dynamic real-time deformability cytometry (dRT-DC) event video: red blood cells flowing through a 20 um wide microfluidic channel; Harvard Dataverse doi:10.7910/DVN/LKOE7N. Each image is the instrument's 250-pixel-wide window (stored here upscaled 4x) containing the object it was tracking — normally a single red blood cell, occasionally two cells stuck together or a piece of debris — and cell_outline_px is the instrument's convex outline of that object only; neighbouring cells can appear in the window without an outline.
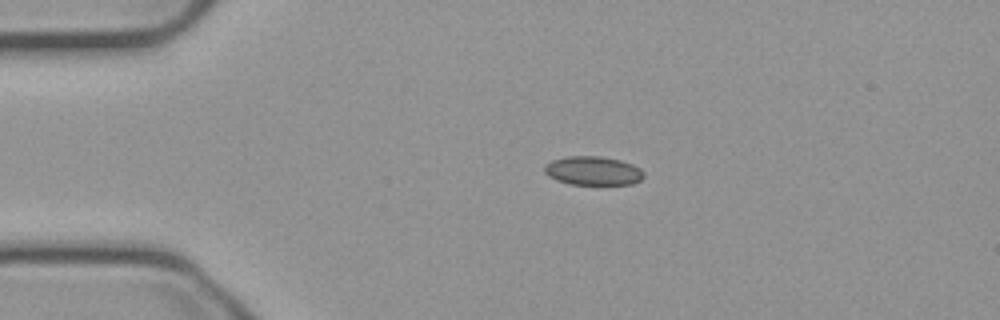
{"species": "common noctule bat (a hibernating species)", "species_latin": "Nyctalus noctula", "temperature_condition": "cold", "stored_images_in_passage": 44, "camera_frame_rate_fps": 3000, "um_per_image_px": 0.085, "animal": {"sex": "male", "body_mass_g": 23.1, "forearm_length_mm": 52.7}, "frame": {"image": 1, "passage_image": 1, "time_ms": 0.0, "image_size_px": [1000, 320], "cell_outline_px": [[644, 176], [640, 180], [632, 184], [572, 184], [556, 180], [548, 176], [544, 172], [544, 164], [552, 160], [568, 156], [600, 156], [620, 160], [632, 164], [640, 168], [644, 172]], "centroid_in_image_um": [50.39, 14.51], "position_along_channel_um": 34.6, "area_um2": 16.7}}
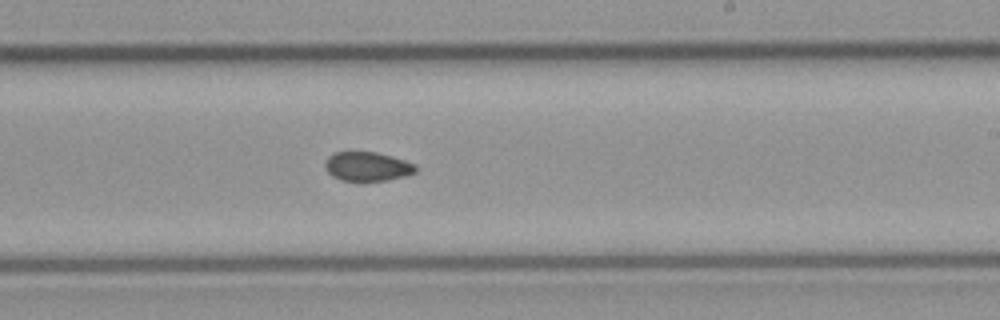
{"frame": {"image": 2, "passage_image": 22, "time_ms": 7.0, "image_size_px": [1000, 320], "cell_outline_px": [[416, 172], [404, 176], [388, 180], [356, 184], [340, 180], [332, 176], [324, 168], [324, 164], [328, 156], [332, 152], [376, 152], [392, 156], [416, 164]], "centroid_in_image_um": [31.18, 14.19], "position_along_channel_um": 257.8, "area_um2": 16.07}}
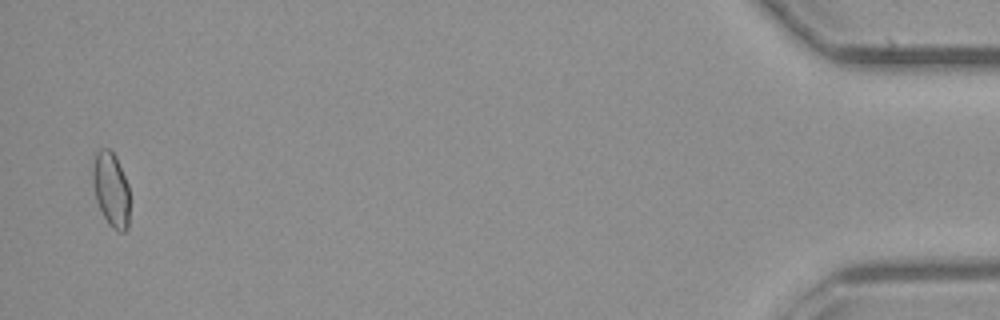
{"frame": {"image": 3, "passage_image": 43, "time_ms": 14.0, "image_size_px": [1000, 320], "cell_outline_px": [[128, 228], [124, 232], [120, 232], [112, 228], [108, 224], [96, 200], [92, 184], [92, 164], [96, 152], [100, 148], [108, 148], [116, 156], [128, 184]], "centroid_in_image_um": [9.42, 16.08], "position_along_channel_um": 425.8, "area_um2": 16.13}, "authors_computed_cell_mechanics": {"area_um2": 16.0684, "velocity_mm_per_s": 3.7398, "shape_relaxation_time_tau1_ms": null, "shape_relaxation_time_tau2_ms": 6.1479, "deformation_change_tau1": null, "deformation_change_tau2": 0.072}}